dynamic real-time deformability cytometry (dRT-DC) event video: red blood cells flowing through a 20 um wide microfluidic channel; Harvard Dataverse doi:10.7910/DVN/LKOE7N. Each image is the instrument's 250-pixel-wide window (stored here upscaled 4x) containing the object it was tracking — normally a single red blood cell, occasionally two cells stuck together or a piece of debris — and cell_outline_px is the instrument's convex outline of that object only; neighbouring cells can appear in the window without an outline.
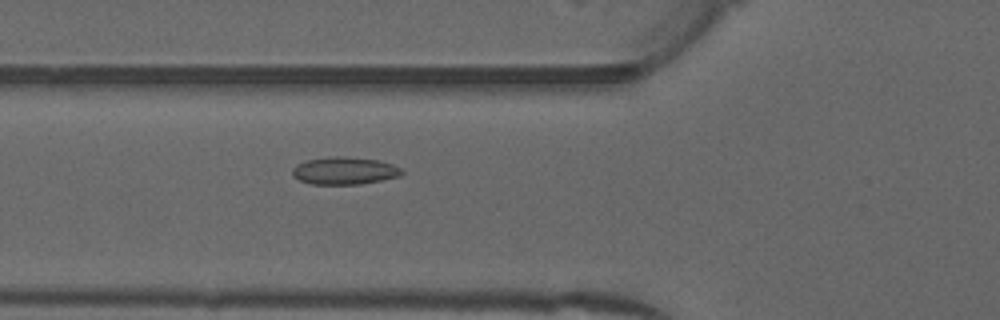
{"species": "common noctule bat (a hibernating species)", "species_latin": "Nyctalus noctula", "temperature_condition": "warm", "stored_images_in_passage": 38, "camera_frame_rate_fps": 3000, "um_per_image_px": 0.085, "animal": {"sex": "male", "forearm_length_mm": 52.5}, "frame": {"image": 1, "passage_image": 5, "time_ms": 1.333, "image_size_px": [1000, 320], "cell_outline_px": [[404, 172], [400, 176], [360, 184], [312, 184], [300, 180], [292, 176], [292, 168], [296, 164], [308, 160], [332, 156], [344, 156], [380, 160], [392, 164], [400, 168]], "centroid_in_image_um": [29.27, 14.5], "position_along_channel_um": 96.5, "area_um2": 17.51}}
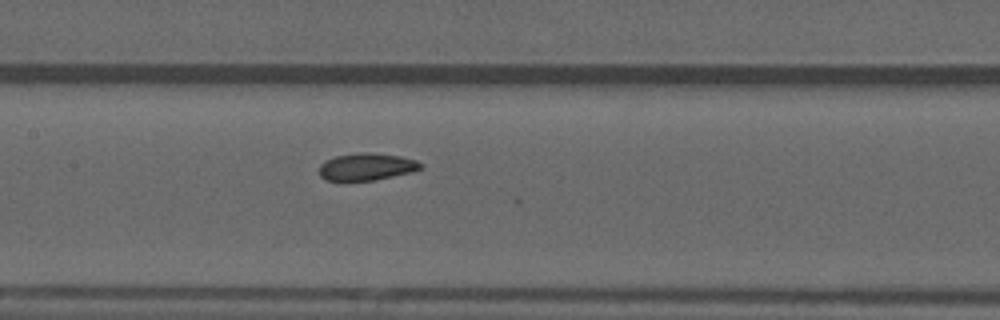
{"frame": {"image": 2, "passage_image": 11, "time_ms": 3.333, "image_size_px": [1000, 320], "cell_outline_px": [[424, 168], [412, 172], [376, 180], [324, 180], [320, 176], [320, 164], [336, 156], [360, 152], [372, 152], [400, 156], [416, 160], [424, 164]], "centroid_in_image_um": [31.22, 14.17], "position_along_channel_um": 176.2, "area_um2": 16.13}}
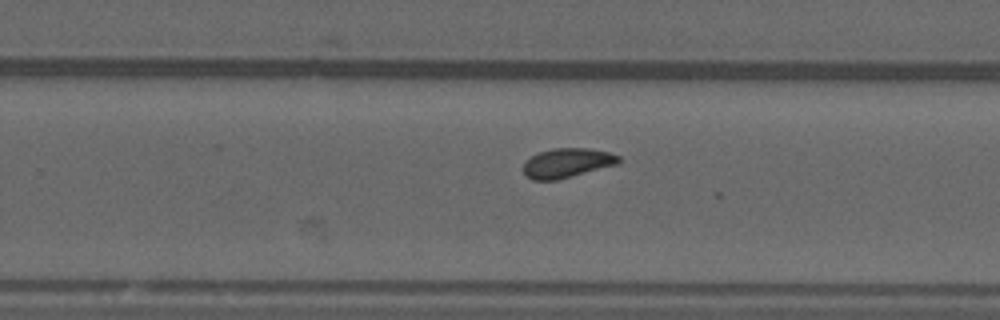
{"frame": {"image": 3, "passage_image": 19, "time_ms": 6.0, "image_size_px": [1000, 320], "cell_outline_px": [[620, 164], [556, 180], [532, 180], [524, 176], [524, 160], [540, 152], [552, 148], [588, 148], [608, 152], [620, 156]], "centroid_in_image_um": [48.2, 13.85], "position_along_channel_um": 281.6, "area_um2": 16.47}, "authors_computed_cell_mechanics": {"area_um2": 16.0395, "velocity_mm_per_s": 3.9749, "shape_relaxation_time_tau1_ms": null, "shape_relaxation_time_tau2_ms": 2.2535, "deformation_change_tau1": null, "deformation_change_tau2": 0.0793}}